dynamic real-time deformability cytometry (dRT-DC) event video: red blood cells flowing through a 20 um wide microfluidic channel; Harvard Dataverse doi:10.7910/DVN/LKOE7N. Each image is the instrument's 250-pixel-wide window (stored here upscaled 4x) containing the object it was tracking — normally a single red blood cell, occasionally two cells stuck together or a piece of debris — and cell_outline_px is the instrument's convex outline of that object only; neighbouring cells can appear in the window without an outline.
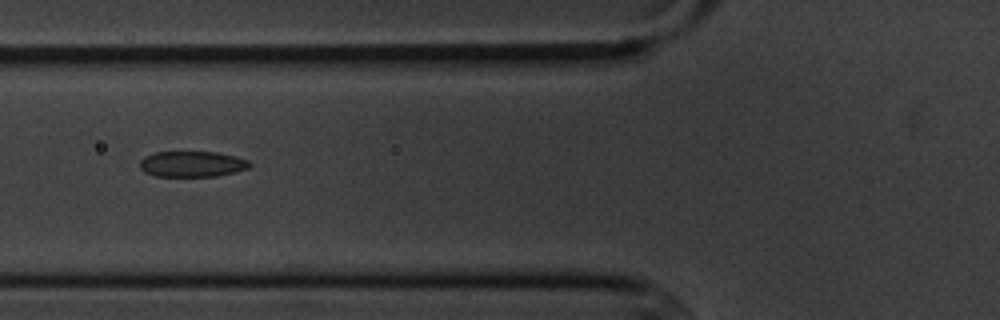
{"species": "common noctule bat (a hibernating species)", "species_latin": "Nyctalus noctula", "temperature_condition": "cold", "stored_images_in_passage": 6, "camera_frame_rate_fps": 3000, "um_per_image_px": 0.085, "animal": {"sex": "male", "body_mass_g": 20.1, "forearm_length_mm": 53.5}, "frame": {"image": 1, "passage_image": 6, "time_ms": 5.667, "image_size_px": [1000, 320], "cell_outline_px": [[252, 164], [248, 168], [236, 172], [216, 176], [156, 176], [144, 172], [140, 168], [140, 160], [144, 156], [156, 152], [216, 152], [236, 156], [248, 160]], "centroid_in_image_um": [16.33, 13.94], "position_along_channel_um": 109.5, "area_um2": 16.53}}